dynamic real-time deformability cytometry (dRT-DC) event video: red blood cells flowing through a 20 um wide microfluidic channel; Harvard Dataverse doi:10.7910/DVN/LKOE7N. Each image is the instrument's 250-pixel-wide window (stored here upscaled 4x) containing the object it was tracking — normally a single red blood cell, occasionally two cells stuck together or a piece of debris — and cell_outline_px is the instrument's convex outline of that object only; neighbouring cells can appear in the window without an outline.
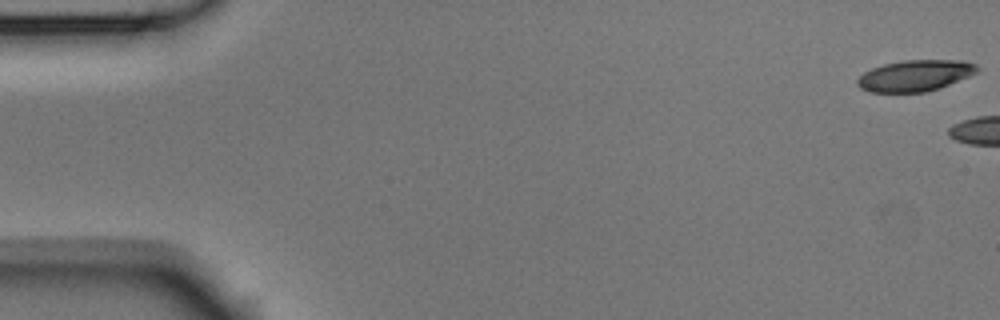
{"species": "Egyptian fruit bat (a non-hibernating species)", "species_latin": "Rousettus aegyptiacus", "temperature_condition": "room temperature", "stored_images_in_passage": 5, "camera_frame_rate_fps": 3000, "um_per_image_px": 0.085, "animal": {"sex": "male"}, "frame": {"image": 1, "passage_image": 1, "time_ms": 0.0, "image_size_px": [1000, 320], "cell_outline_px": [[980, 68], [976, 72], [968, 76], [948, 84], [924, 92], [872, 92], [860, 88], [856, 84], [856, 80], [864, 72], [872, 68], [884, 64], [900, 60], [964, 60], [976, 64]], "centroid_in_image_um": [77.75, 6.41], "position_along_channel_um": 7.2, "area_um2": 21.62}}